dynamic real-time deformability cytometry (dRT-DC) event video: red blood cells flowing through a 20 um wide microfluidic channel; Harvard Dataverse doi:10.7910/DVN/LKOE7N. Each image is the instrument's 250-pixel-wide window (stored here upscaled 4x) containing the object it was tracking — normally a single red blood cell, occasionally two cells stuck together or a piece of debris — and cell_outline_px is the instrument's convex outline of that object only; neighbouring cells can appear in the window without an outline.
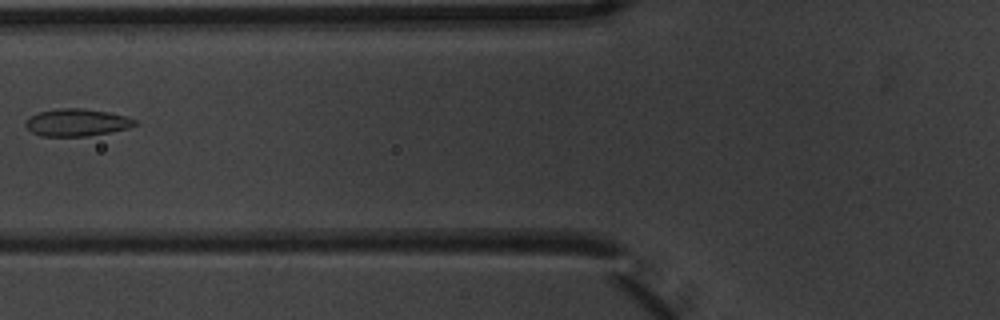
{"species": "common noctule bat (a hibernating species)", "species_latin": "Nyctalus noctula", "temperature_condition": "warm", "stored_images_in_passage": 2, "camera_frame_rate_fps": 3000, "um_per_image_px": 0.085, "animal": {"sex": "male", "body_mass_g": 20.1, "forearm_length_mm": 53.5}, "frame": {"image": 1, "passage_image": 2, "time_ms": 0.333, "image_size_px": [1000, 320], "cell_outline_px": [[140, 124], [128, 128], [88, 136], [40, 136], [32, 132], [24, 124], [32, 116], [40, 112], [60, 108], [80, 108], [108, 112], [124, 116], [136, 120]], "centroid_in_image_um": [6.55, 10.42], "position_along_channel_um": 119.2, "area_um2": 17.17}}